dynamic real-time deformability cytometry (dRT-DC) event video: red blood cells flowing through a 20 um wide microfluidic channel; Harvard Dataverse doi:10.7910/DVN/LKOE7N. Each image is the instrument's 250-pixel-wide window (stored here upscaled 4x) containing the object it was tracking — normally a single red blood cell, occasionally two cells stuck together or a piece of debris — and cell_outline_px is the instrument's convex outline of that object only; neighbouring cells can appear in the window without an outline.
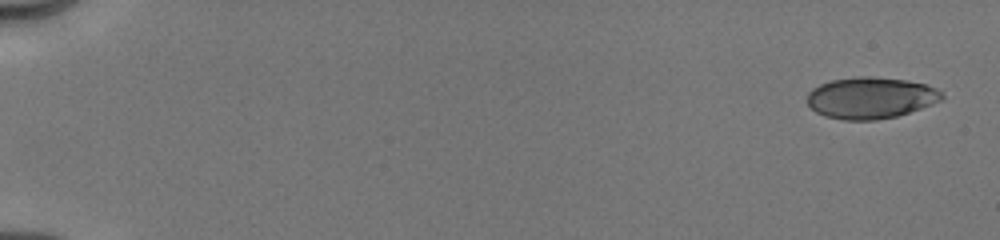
{"species": "human", "species_latin": "Homo sapiens", "temperature_condition": "cold", "stored_images_in_passage": 24, "camera_frame_rate_fps": 3000, "um_per_image_px": 0.085, "donor": {"sex": "male"}, "frame": {"image": 1, "passage_image": 1, "time_ms": 0.0, "image_size_px": [1000, 240], "cell_outline_px": [[944, 100], [896, 116], [876, 120], [844, 120], [824, 116], [816, 112], [808, 104], [808, 92], [812, 88], [820, 84], [832, 80], [860, 76], [868, 76], [904, 80], [924, 84], [936, 88], [944, 96]], "centroid_in_image_um": [73.99, 8.32], "position_along_channel_um": 11.0, "area_um2": 32.37}}
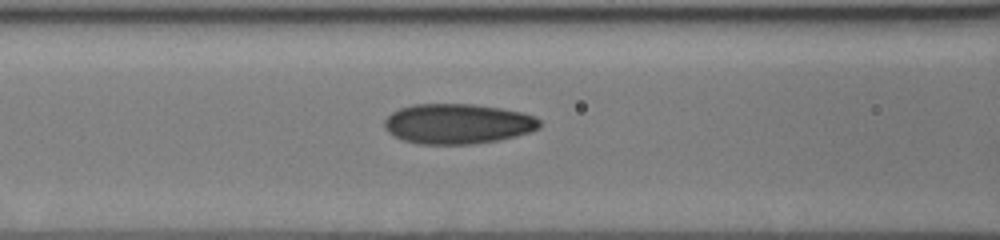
{"frame": {"image": 2, "passage_image": 15, "time_ms": 7.333, "image_size_px": [1000, 240], "cell_outline_px": [[540, 128], [532, 132], [500, 140], [472, 144], [420, 144], [404, 140], [388, 132], [384, 128], [384, 120], [392, 112], [400, 108], [412, 104], [472, 104], [500, 108], [520, 112], [536, 116], [540, 120]], "centroid_in_image_um": [38.92, 10.52], "position_along_channel_um": 127.7, "area_um2": 36.41}}
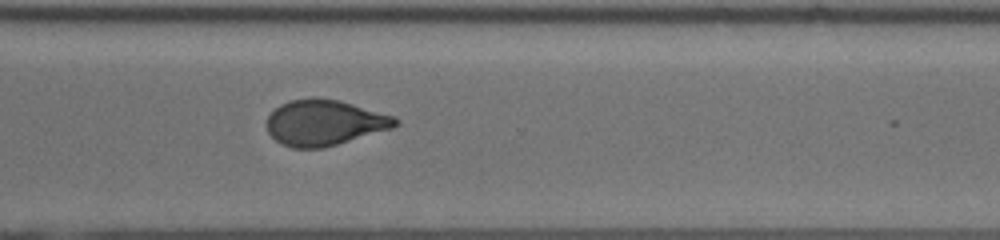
{"frame": {"image": 3, "passage_image": 24, "time_ms": 12.667, "image_size_px": [1000, 240], "cell_outline_px": [[400, 124], [392, 128], [324, 148], [292, 148], [280, 144], [268, 132], [268, 116], [280, 104], [292, 100], [316, 96], [340, 100], [396, 116], [400, 120]], "centroid_in_image_um": [27.61, 10.41], "position_along_channel_um": 343.0, "area_um2": 34.45}}